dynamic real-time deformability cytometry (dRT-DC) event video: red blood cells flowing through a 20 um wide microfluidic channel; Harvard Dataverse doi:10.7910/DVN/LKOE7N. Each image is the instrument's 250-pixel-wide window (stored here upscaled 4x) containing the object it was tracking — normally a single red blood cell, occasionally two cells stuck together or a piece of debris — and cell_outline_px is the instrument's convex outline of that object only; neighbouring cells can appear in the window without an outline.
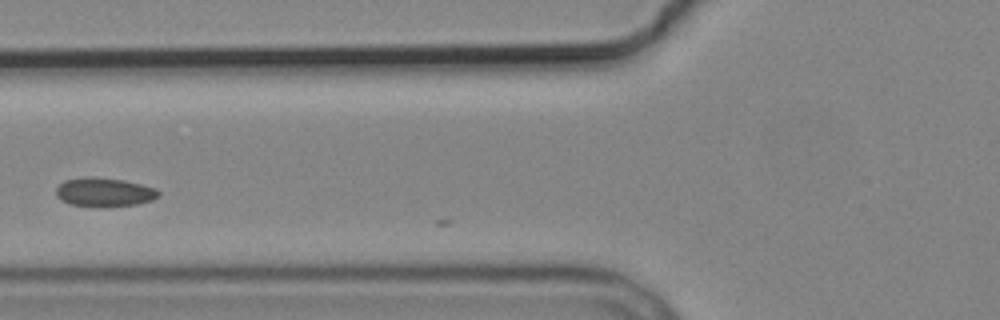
{"species": "common noctule bat (a hibernating species)", "species_latin": "Nyctalus noctula", "temperature_condition": "cold", "stored_images_in_passage": 3, "camera_frame_rate_fps": 3000, "um_per_image_px": 0.085, "animal": {"sex": "male", "body_mass_g": 19.2, "forearm_length_mm": 51.8}, "frame": {"image": 1, "passage_image": 3, "time_ms": 2.333, "image_size_px": [1000, 320], "cell_outline_px": [[160, 196], [152, 200], [136, 204], [100, 208], [68, 204], [60, 200], [56, 196], [56, 188], [64, 180], [88, 176], [124, 180], [156, 188], [160, 192]], "centroid_in_image_um": [8.84, 16.35], "position_along_channel_um": 117.0, "area_um2": 17.57}}